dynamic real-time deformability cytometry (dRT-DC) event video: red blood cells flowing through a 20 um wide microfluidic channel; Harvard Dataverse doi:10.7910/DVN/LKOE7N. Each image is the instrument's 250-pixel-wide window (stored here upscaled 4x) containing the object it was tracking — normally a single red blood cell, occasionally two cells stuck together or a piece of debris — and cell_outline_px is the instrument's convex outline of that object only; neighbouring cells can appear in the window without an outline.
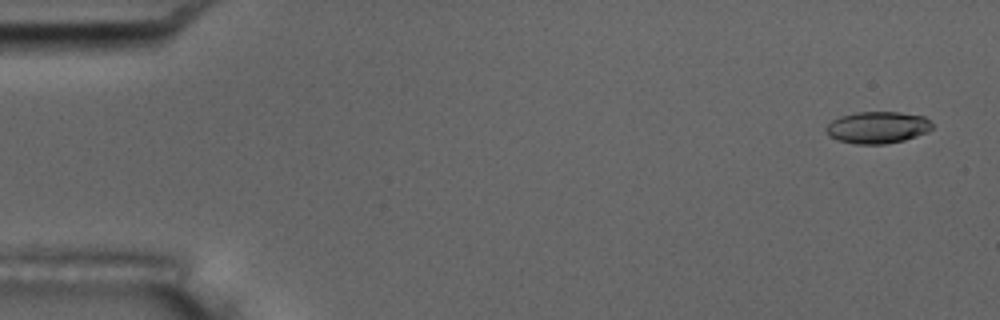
{"species": "common noctule bat (a hibernating species)", "species_latin": "Nyctalus noctula", "temperature_condition": "room temperature", "stored_images_in_passage": 16, "camera_frame_rate_fps": 3000, "um_per_image_px": 0.085, "animal": {"sex": "male", "body_mass_g": 17.5, "forearm_length_mm": 52.3}, "frame": {"image": 1, "passage_image": 3, "time_ms": 0.667, "image_size_px": [1000, 320], "cell_outline_px": [[932, 128], [928, 132], [904, 140], [884, 144], [856, 144], [836, 140], [828, 136], [824, 128], [832, 120], [840, 116], [856, 112], [900, 112], [924, 116], [932, 124]], "centroid_in_image_um": [74.56, 10.83], "position_along_channel_um": 10.4, "area_um2": 19.83}}
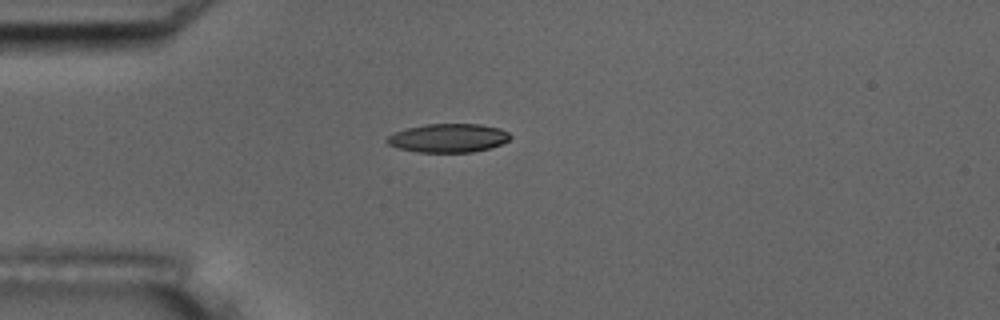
{"frame": {"image": 2, "passage_image": 15, "time_ms": 4.667, "image_size_px": [1000, 320], "cell_outline_px": [[512, 136], [508, 140], [500, 144], [488, 148], [472, 152], [420, 152], [396, 148], [388, 144], [384, 140], [388, 136], [396, 132], [408, 128], [428, 124], [480, 124], [500, 128], [508, 132]], "centroid_in_image_um": [38.1, 11.73], "position_along_channel_um": 46.9, "area_um2": 20.46}}